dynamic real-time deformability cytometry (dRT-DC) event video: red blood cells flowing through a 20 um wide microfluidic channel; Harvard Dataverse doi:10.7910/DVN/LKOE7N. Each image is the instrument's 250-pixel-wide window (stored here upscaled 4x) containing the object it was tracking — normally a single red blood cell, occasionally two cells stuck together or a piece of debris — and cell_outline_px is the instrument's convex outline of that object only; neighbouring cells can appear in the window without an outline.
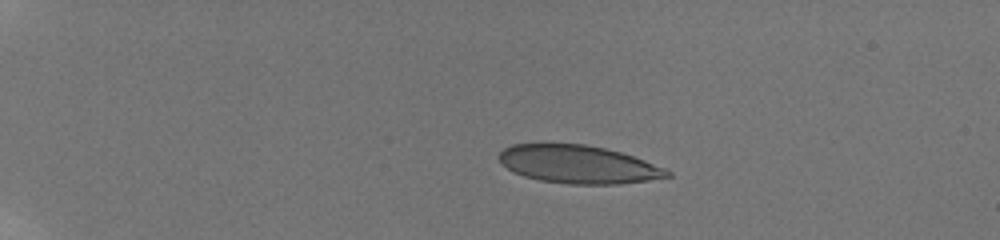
{"species": "human", "species_latin": "Homo sapiens", "temperature_condition": "room temperature", "stored_images_in_passage": 18, "camera_frame_rate_fps": 3000, "um_per_image_px": 0.085, "donor": {"sex": "male"}, "frame": {"image": 1, "passage_image": 1, "time_ms": 0.0, "image_size_px": [1000, 240], "cell_outline_px": [[672, 176], [648, 180], [620, 184], [568, 184], [540, 180], [524, 176], [512, 172], [496, 156], [504, 148], [512, 144], [584, 144], [604, 148], [620, 152], [668, 168], [672, 172]], "centroid_in_image_um": [49.18, 13.98], "position_along_channel_um": 35.8, "area_um2": 37.28}}
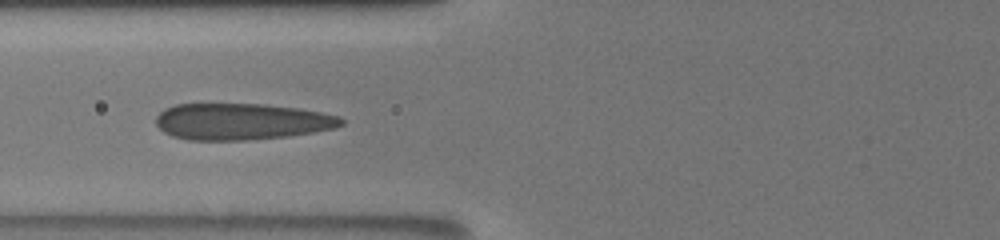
{"frame": {"image": 2, "passage_image": 9, "time_ms": 4.333, "image_size_px": [1000, 240], "cell_outline_px": [[344, 124], [336, 128], [288, 136], [248, 140], [188, 140], [172, 136], [164, 132], [156, 124], [156, 116], [164, 108], [176, 104], [264, 104], [300, 108], [340, 116], [344, 120]], "centroid_in_image_um": [20.54, 10.33], "position_along_channel_um": 105.3, "area_um2": 39.59}}
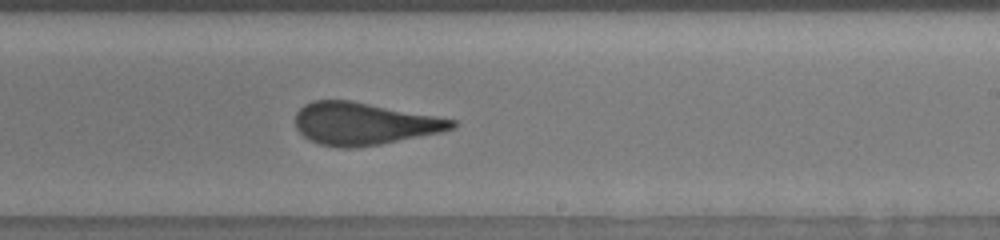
{"frame": {"image": 3, "passage_image": 18, "time_ms": 8.333, "image_size_px": [1000, 240], "cell_outline_px": [[456, 128], [440, 132], [380, 144], [356, 148], [340, 148], [320, 144], [308, 140], [296, 128], [296, 112], [304, 104], [312, 100], [352, 100], [436, 116], [456, 120]], "centroid_in_image_um": [30.91, 10.51], "position_along_channel_um": 258.1, "area_um2": 38.67}}